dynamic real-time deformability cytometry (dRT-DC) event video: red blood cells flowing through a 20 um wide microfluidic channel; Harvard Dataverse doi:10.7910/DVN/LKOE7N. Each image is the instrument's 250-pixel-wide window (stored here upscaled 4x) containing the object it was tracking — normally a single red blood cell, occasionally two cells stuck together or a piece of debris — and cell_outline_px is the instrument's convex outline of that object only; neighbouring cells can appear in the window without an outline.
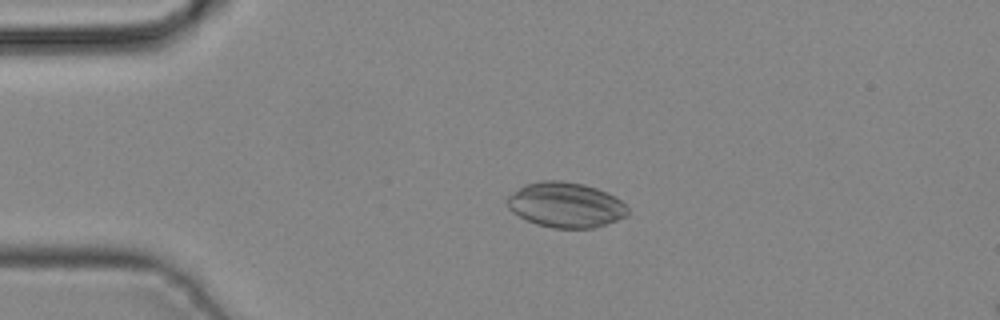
{"species": "common noctule bat (a hibernating species)", "species_latin": "Nyctalus noctula", "temperature_condition": "cold", "stored_images_in_passage": 5, "camera_frame_rate_fps": 3000, "um_per_image_px": 0.085, "animal": {"sex": "male", "body_mass_g": 19.2, "forearm_length_mm": 51.8}, "frame": {"image": 1, "passage_image": 3, "time_ms": 0.667, "image_size_px": [1000, 320], "cell_outline_px": [[628, 216], [592, 228], [552, 228], [536, 224], [512, 212], [508, 208], [504, 200], [508, 196], [524, 184], [540, 180], [560, 180], [584, 184], [596, 188], [620, 200], [628, 208]], "centroid_in_image_um": [48.03, 17.41], "position_along_channel_um": 37.0, "area_um2": 31.67}}
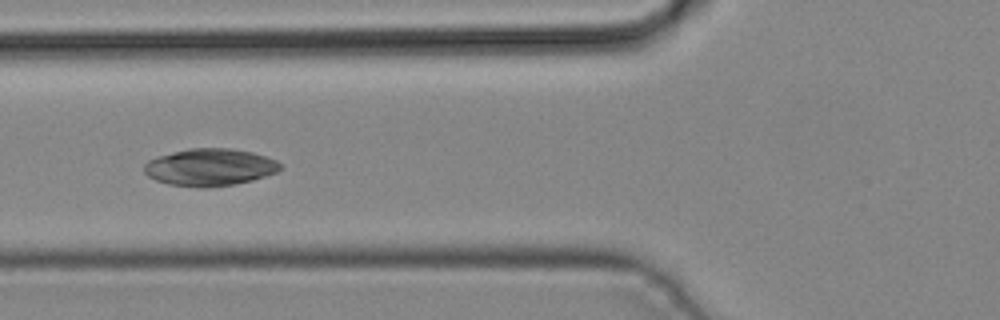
{"frame": {"image": 2, "passage_image": 5, "time_ms": 1.333, "image_size_px": [1000, 320], "cell_outline_px": [[280, 168], [276, 172], [252, 180], [232, 184], [208, 188], [200, 188], [168, 184], [156, 180], [148, 176], [144, 172], [144, 164], [148, 160], [156, 156], [188, 148], [232, 148], [252, 152], [276, 160], [280, 164]], "centroid_in_image_um": [17.79, 14.21], "position_along_channel_um": 108.0, "area_um2": 29.54}}